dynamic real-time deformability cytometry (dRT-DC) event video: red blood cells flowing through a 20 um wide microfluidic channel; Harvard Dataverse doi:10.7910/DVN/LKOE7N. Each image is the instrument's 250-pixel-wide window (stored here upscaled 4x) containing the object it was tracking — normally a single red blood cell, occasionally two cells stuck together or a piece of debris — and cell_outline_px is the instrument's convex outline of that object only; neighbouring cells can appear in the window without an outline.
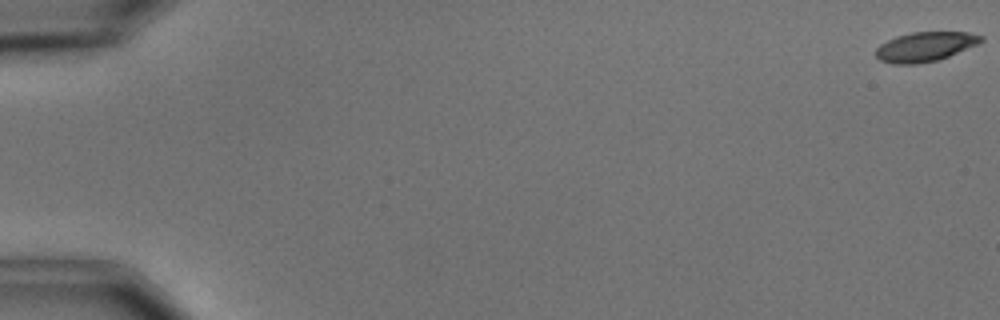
{"species": "common noctule bat (a hibernating species)", "species_latin": "Nyctalus noctula", "temperature_condition": "cold", "stored_images_in_passage": 5, "camera_frame_rate_fps": 3000, "um_per_image_px": 0.085, "animal": {"sex": "male", "body_mass_g": 15.6}, "frame": {"image": 1, "passage_image": 1, "time_ms": 0.0, "image_size_px": [1000, 320], "cell_outline_px": [[984, 40], [976, 44], [948, 56], [936, 60], [916, 64], [892, 64], [880, 60], [876, 56], [876, 48], [880, 44], [896, 36], [912, 32], [968, 32], [984, 36]], "centroid_in_image_um": [78.61, 3.96], "position_along_channel_um": 6.4, "area_um2": 17.92}}
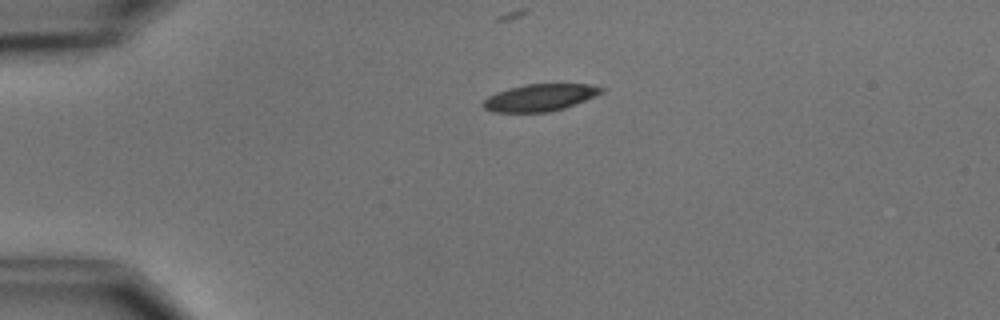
{"frame": {"image": 2, "passage_image": 4, "time_ms": 4.333, "image_size_px": [1000, 320], "cell_outline_px": [[604, 92], [564, 108], [548, 112], [492, 112], [484, 108], [480, 104], [488, 96], [496, 92], [508, 88], [524, 84], [588, 84], [604, 88]], "centroid_in_image_um": [45.84, 8.29], "position_along_channel_um": 39.2, "area_um2": 18.61}}